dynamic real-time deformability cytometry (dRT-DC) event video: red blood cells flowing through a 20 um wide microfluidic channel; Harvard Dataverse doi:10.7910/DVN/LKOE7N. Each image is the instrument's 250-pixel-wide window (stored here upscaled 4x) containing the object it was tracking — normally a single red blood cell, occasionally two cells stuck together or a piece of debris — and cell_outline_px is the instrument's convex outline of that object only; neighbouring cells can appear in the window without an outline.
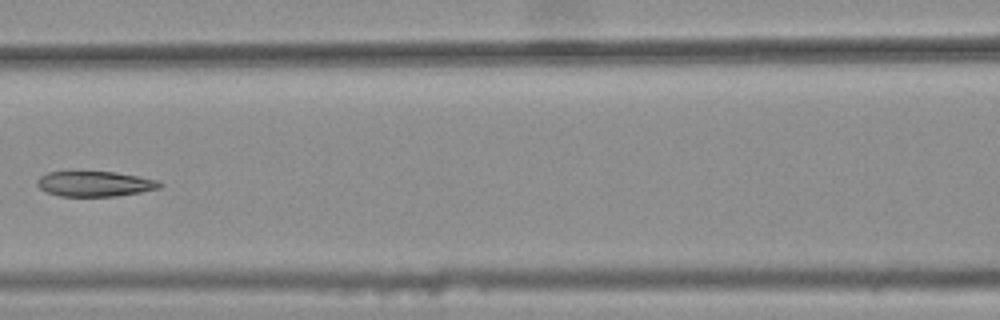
{"species": "common noctule bat (a hibernating species)", "species_latin": "Nyctalus noctula", "temperature_condition": "warm", "stored_images_in_passage": 6, "camera_frame_rate_fps": 3000, "um_per_image_px": 0.085, "animal": {"sex": "female", "body_mass_g": 25.1}, "frame": {"image": 1, "passage_image": 5, "time_ms": 1.333, "image_size_px": [1000, 320], "cell_outline_px": [[164, 184], [160, 188], [140, 192], [116, 196], [60, 196], [48, 192], [40, 188], [36, 184], [36, 180], [40, 176], [48, 172], [72, 168], [116, 172], [160, 180]], "centroid_in_image_um": [8.02, 15.56], "position_along_channel_um": 158.6, "area_um2": 19.02}}
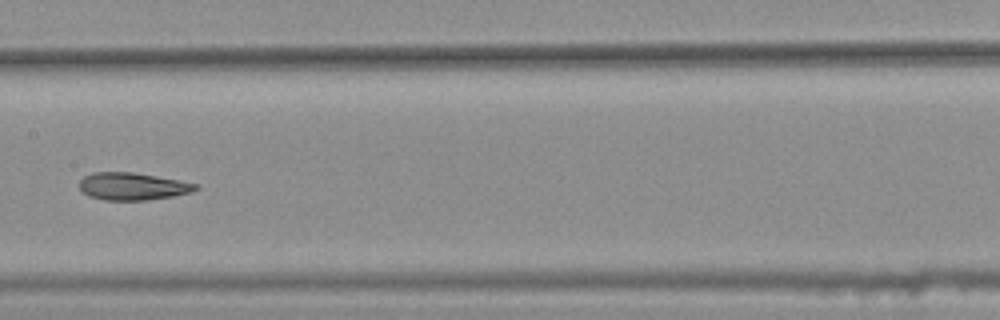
{"frame": {"image": 2, "passage_image": 6, "time_ms": 1.667, "image_size_px": [1000, 320], "cell_outline_px": [[200, 188], [188, 192], [172, 196], [148, 200], [104, 200], [88, 196], [80, 192], [80, 180], [84, 176], [92, 172], [132, 172], [180, 180], [196, 184]], "centroid_in_image_um": [11.21, 15.84], "position_along_channel_um": 196.2, "area_um2": 18.55}}